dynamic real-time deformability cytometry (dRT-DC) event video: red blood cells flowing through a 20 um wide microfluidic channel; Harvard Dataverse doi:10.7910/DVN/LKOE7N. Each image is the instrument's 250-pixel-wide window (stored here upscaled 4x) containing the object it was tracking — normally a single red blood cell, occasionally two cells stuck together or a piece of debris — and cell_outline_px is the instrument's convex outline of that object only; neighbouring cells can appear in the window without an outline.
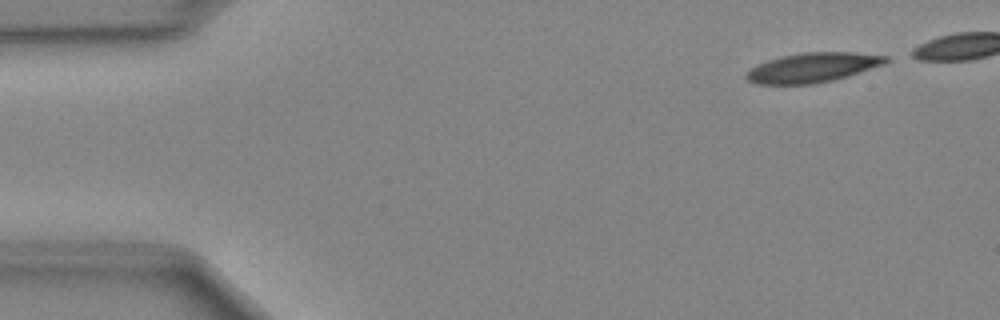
{"species": "Egyptian fruit bat (a non-hibernating species)", "species_latin": "Rousettus aegyptiacus", "temperature_condition": "cold", "stored_images_in_passage": 39, "camera_frame_rate_fps": 3000, "um_per_image_px": 0.085, "animal": {"sex": "female"}, "frame": {"image": 1, "passage_image": 1, "time_ms": 0.0, "image_size_px": [1000, 320], "cell_outline_px": [[888, 60], [884, 64], [848, 76], [816, 84], [756, 84], [748, 80], [744, 76], [752, 68], [768, 60], [784, 56], [804, 52], [852, 52], [888, 56]], "centroid_in_image_um": [69.1, 5.75], "position_along_channel_um": 15.9, "area_um2": 23.76}}
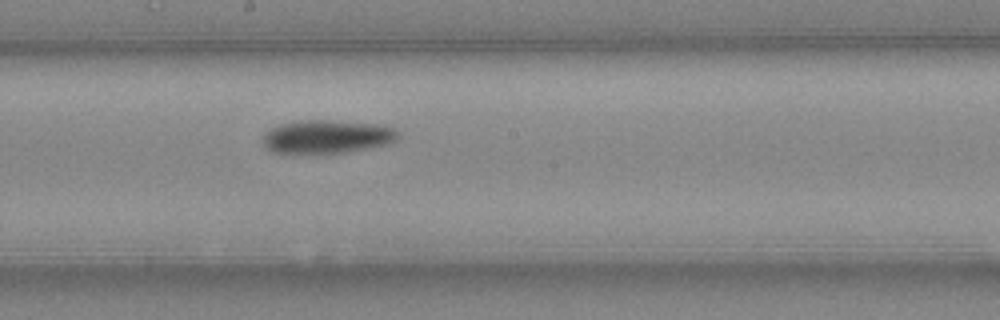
{"frame": {"image": 2, "passage_image": 23, "time_ms": 7.333, "image_size_px": [1000, 320], "cell_outline_px": [[400, 136], [396, 140], [388, 144], [368, 148], [344, 152], [316, 156], [292, 156], [272, 152], [264, 148], [264, 132], [280, 124], [300, 120], [328, 120], [376, 124], [392, 128]], "centroid_in_image_um": [27.69, 11.68], "position_along_channel_um": 220.5, "area_um2": 27.22}}
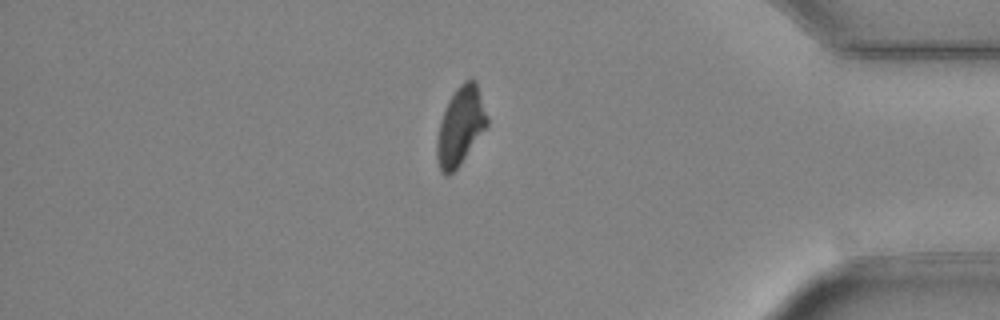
{"frame": {"image": 3, "passage_image": 38, "time_ms": 12.333, "image_size_px": [1000, 320], "cell_outline_px": [[488, 124], [460, 164], [448, 176], [440, 172], [436, 156], [436, 144], [440, 120], [448, 100], [456, 88], [464, 80], [476, 80], [488, 116]], "centroid_in_image_um": [39.12, 10.7], "position_along_channel_um": 396.1, "area_um2": 22.77}}